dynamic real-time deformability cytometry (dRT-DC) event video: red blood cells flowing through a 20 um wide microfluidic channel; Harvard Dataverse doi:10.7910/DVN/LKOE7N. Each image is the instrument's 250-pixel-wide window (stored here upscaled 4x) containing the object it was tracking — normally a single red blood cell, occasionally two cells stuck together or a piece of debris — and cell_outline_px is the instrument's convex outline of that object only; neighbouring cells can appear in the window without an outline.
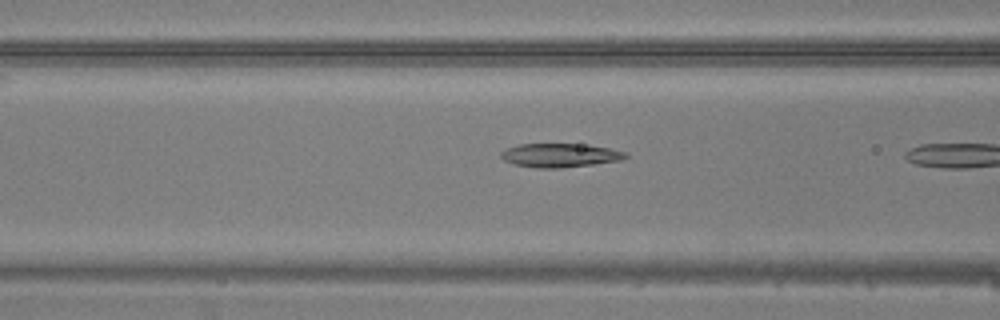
{"species": "common noctule bat (a hibernating species)", "species_latin": "Nyctalus noctula", "temperature_condition": "warm", "stored_images_in_passage": 7, "camera_frame_rate_fps": 3000, "um_per_image_px": 0.085, "animal": {"sex": "male", "body_mass_g": 20.5, "forearm_length_mm": 52.5}, "frame": {"image": 1, "passage_image": 6, "time_ms": 1.667, "image_size_px": [1000, 320], "cell_outline_px": [[628, 156], [620, 160], [592, 164], [560, 168], [536, 168], [512, 164], [504, 160], [500, 156], [500, 152], [508, 148], [520, 144], [588, 144], [628, 152]], "centroid_in_image_um": [47.59, 13.2], "position_along_channel_um": 119.0, "area_um2": 17.28}}